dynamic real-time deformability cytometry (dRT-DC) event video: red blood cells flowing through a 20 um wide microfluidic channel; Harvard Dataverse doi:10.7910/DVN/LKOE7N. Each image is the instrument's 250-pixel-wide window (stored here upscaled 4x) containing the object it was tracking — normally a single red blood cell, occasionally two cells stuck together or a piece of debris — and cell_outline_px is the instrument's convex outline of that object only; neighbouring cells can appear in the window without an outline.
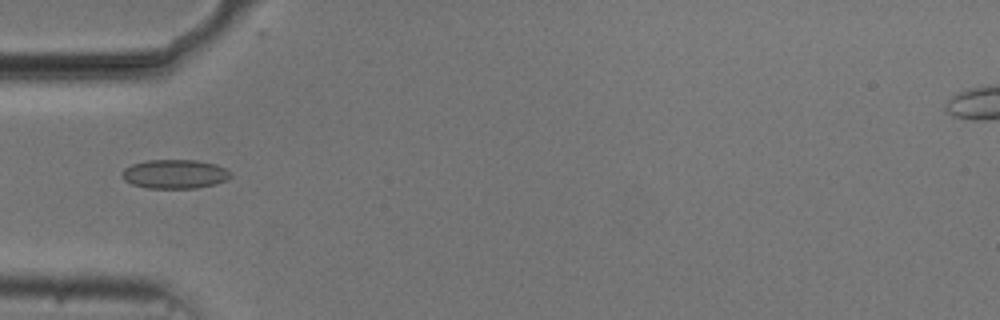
{"species": "common noctule bat (a hibernating species)", "species_latin": "Nyctalus noctula", "temperature_condition": "cold", "stored_images_in_passage": 10, "camera_frame_rate_fps": 3000, "um_per_image_px": 0.085, "animal": {"sex": "male", "body_mass_g": 20.5, "forearm_length_mm": 52.5}, "frame": {"image": 1, "passage_image": 1, "time_ms": 0.0, "image_size_px": [1000, 320], "cell_outline_px": [[232, 176], [228, 180], [216, 184], [196, 188], [148, 188], [132, 184], [124, 180], [120, 172], [124, 168], [132, 164], [148, 160], [196, 160], [216, 164], [232, 172]], "centroid_in_image_um": [14.87, 14.79], "position_along_channel_um": 70.1, "area_um2": 18.55}}
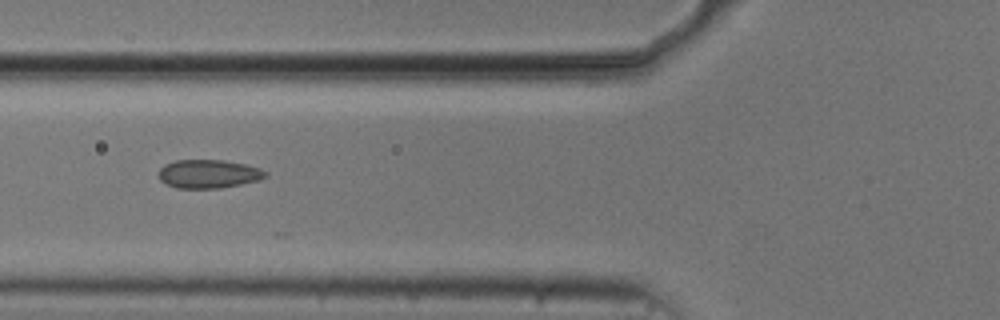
{"frame": {"image": 2, "passage_image": 4, "time_ms": 1.0, "image_size_px": [1000, 320], "cell_outline_px": [[268, 176], [260, 180], [220, 188], [176, 188], [160, 180], [160, 168], [164, 164], [176, 160], [224, 160], [244, 164], [260, 168], [268, 172]], "centroid_in_image_um": [17.76, 14.78], "position_along_channel_um": 108.0, "area_um2": 17.74}}